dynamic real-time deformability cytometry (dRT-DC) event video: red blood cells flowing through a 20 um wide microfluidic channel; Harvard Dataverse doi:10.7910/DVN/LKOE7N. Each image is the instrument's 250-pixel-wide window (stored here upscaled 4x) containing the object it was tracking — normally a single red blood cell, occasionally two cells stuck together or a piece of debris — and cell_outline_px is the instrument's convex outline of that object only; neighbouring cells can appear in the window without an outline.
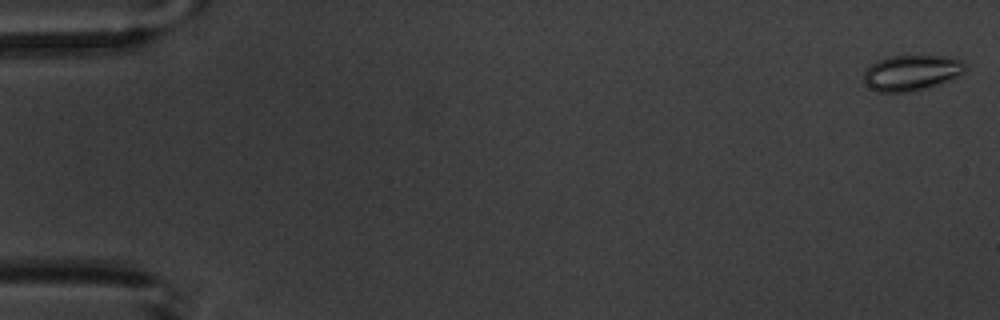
{"species": "common noctule bat (a hibernating species)", "species_latin": "Nyctalus noctula", "temperature_condition": "warm", "stored_images_in_passage": 7, "camera_frame_rate_fps": 3000, "um_per_image_px": 0.085, "animal": {"sex": "male", "body_mass_g": 20.1, "forearm_length_mm": 53.5}, "frame": {"image": 1, "passage_image": 1, "time_ms": 0.0, "image_size_px": [1000, 320], "cell_outline_px": [[968, 68], [964, 72], [948, 80], [912, 92], [876, 92], [864, 80], [864, 72], [876, 60], [888, 56], [944, 56], [960, 60]], "centroid_in_image_um": [77.46, 6.18], "position_along_channel_um": 7.5, "area_um2": 20.75}}
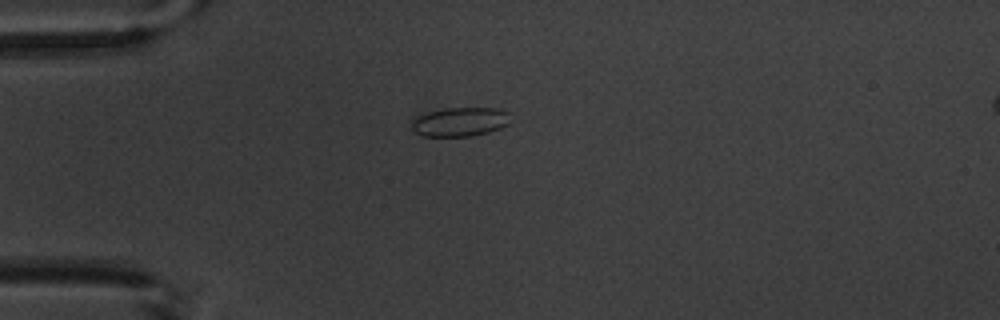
{"frame": {"image": 2, "passage_image": 5, "time_ms": 4.667, "image_size_px": [1000, 320], "cell_outline_px": [[508, 124], [500, 128], [488, 132], [472, 136], [424, 136], [416, 132], [412, 128], [412, 120], [416, 116], [424, 112], [444, 108], [496, 108], [508, 112]], "centroid_in_image_um": [39.06, 10.35], "position_along_channel_um": 45.9, "area_um2": 16.7}}
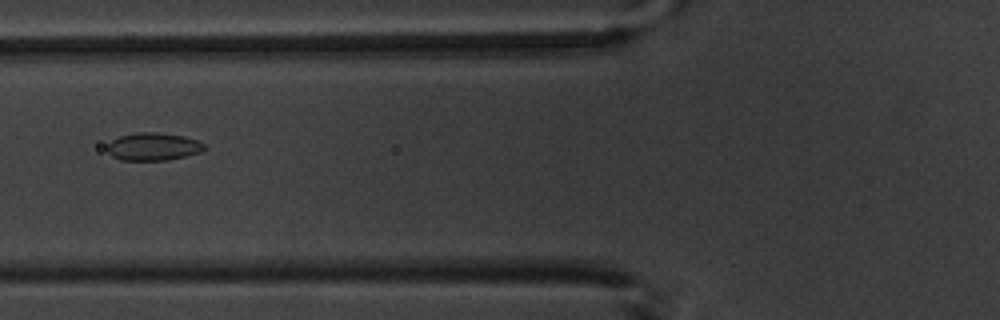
{"frame": {"image": 3, "passage_image": 7, "time_ms": 7.0, "image_size_px": [1000, 320], "cell_outline_px": [[208, 148], [200, 152], [168, 160], [120, 160], [112, 156], [108, 152], [108, 144], [112, 140], [120, 136], [136, 132], [156, 132], [184, 136], [196, 140], [204, 144]], "centroid_in_image_um": [13.03, 12.46], "position_along_channel_um": 112.8, "area_um2": 15.66}}